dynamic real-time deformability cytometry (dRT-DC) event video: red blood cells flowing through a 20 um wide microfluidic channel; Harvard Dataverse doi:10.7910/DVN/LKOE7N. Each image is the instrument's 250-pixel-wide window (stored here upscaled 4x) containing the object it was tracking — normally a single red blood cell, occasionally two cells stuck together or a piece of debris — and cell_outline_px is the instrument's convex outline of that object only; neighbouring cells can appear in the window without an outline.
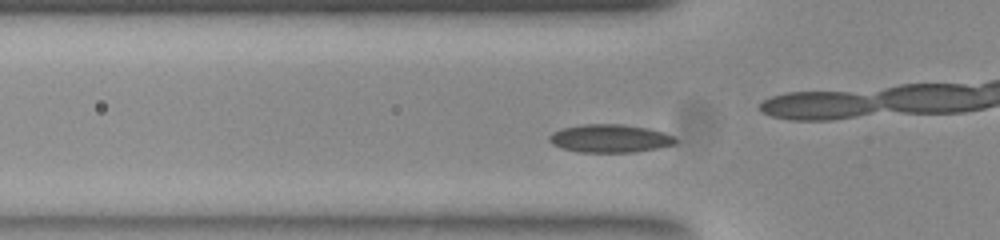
{"species": "common noctule bat (a hibernating species)", "species_latin": "Nyctalus noctula", "temperature_condition": "room temperature", "stored_images_in_passage": 41, "camera_frame_rate_fps": 3000, "um_per_image_px": 0.085, "animal": {"sex": "female", "body_mass_g": 23.0, "forearm_length_mm": 53.4}, "frame": {"image": 1, "passage_image": 12, "time_ms": 3.667, "image_size_px": [1000, 240], "cell_outline_px": [[676, 144], [656, 148], [632, 152], [576, 152], [560, 148], [552, 144], [548, 140], [548, 136], [552, 132], [564, 128], [584, 124], [620, 124], [644, 128], [660, 132], [672, 136], [676, 140]], "centroid_in_image_um": [51.76, 11.78], "position_along_channel_um": 74.0, "area_um2": 20.4}, "authors_computed_cell_mechanics": {"area_um2": 19.4208, "velocity_mm_per_s": 3.7965, "shape_relaxation_time_tau1_ms": 5.3243, "shape_relaxation_time_tau2_ms": null, "deformation_change_tau1": 0.1111, "deformation_change_tau2": null}}